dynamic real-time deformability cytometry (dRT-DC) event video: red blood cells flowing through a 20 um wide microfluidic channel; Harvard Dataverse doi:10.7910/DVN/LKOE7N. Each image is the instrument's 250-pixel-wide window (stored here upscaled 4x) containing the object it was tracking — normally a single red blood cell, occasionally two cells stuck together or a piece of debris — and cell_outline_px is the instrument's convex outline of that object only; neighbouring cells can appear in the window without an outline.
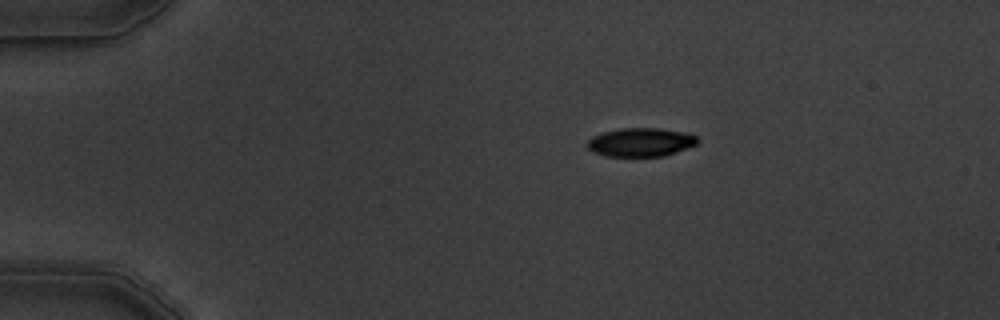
{"species": "common noctule bat (a hibernating species)", "species_latin": "Nyctalus noctula", "temperature_condition": "warm", "stored_images_in_passage": 2, "camera_frame_rate_fps": 3000, "um_per_image_px": 0.085, "animal": {"sex": "male", "body_mass_g": 19.5, "forearm_length_mm": 54.6}, "frame": {"image": 1, "passage_image": 1, "time_ms": 0.0, "image_size_px": [1000, 320], "cell_outline_px": [[700, 140], [696, 144], [676, 152], [664, 156], [608, 156], [596, 152], [588, 148], [588, 140], [592, 136], [604, 132], [620, 128], [660, 128], [688, 132], [696, 136]], "centroid_in_image_um": [54.51, 12.07], "position_along_channel_um": 30.5, "area_um2": 18.32}}